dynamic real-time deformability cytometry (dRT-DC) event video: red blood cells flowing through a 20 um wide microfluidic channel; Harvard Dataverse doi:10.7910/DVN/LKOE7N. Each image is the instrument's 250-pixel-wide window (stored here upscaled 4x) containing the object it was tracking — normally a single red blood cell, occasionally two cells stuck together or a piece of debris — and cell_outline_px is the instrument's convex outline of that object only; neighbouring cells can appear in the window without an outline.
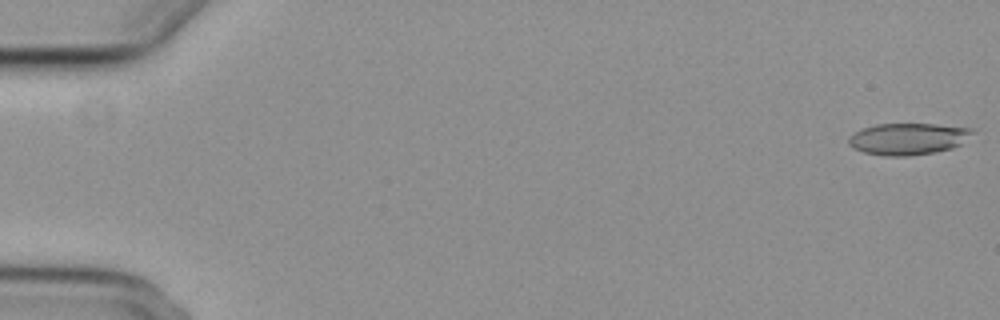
{"species": "common noctule bat (a hibernating species)", "species_latin": "Nyctalus noctula", "temperature_condition": "cold", "stored_images_in_passage": 41, "camera_frame_rate_fps": 3000, "um_per_image_px": 0.085, "animal": {"sex": "female", "body_mass_g": 29.2, "forearm_length_mm": 56.3}, "frame": {"image": 1, "passage_image": 1, "time_ms": 0.0, "image_size_px": [1000, 320], "cell_outline_px": [[976, 132], [960, 144], [952, 148], [936, 152], [908, 156], [884, 156], [864, 152], [848, 144], [848, 136], [864, 128], [876, 124], [936, 124], [972, 128]], "centroid_in_image_um": [77.21, 11.8], "position_along_channel_um": 7.8, "area_um2": 22.83}}
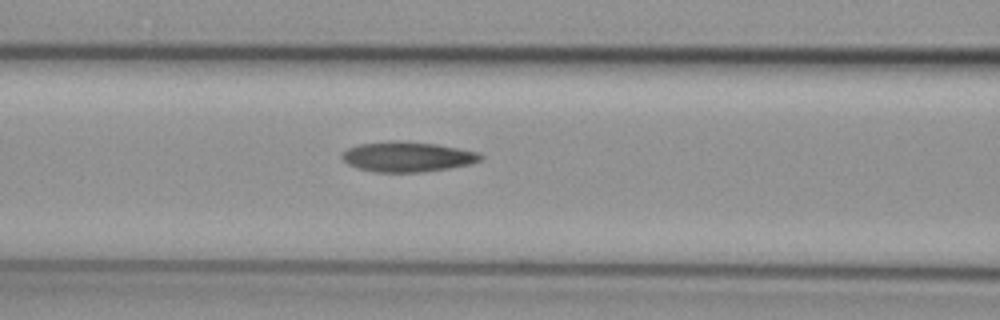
{"frame": {"image": 2, "passage_image": 24, "time_ms": 7.667, "image_size_px": [1000, 320], "cell_outline_px": [[484, 160], [468, 164], [448, 168], [420, 172], [376, 172], [360, 168], [348, 164], [340, 156], [348, 148], [360, 144], [436, 144], [480, 152], [484, 156]], "centroid_in_image_um": [34.71, 13.37], "position_along_channel_um": 131.9, "area_um2": 23.06}}
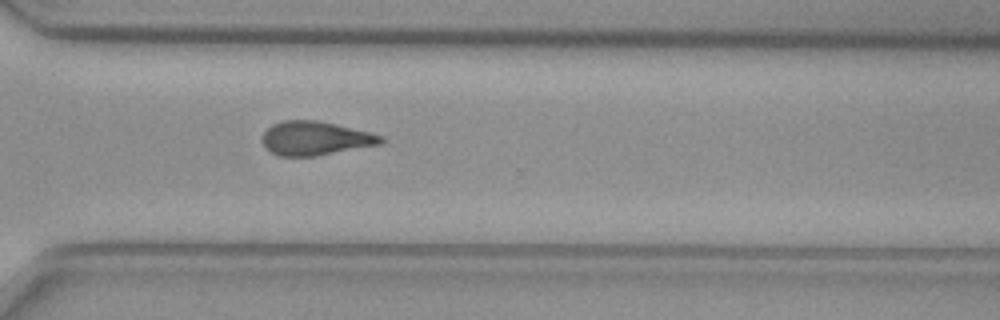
{"frame": {"image": 3, "passage_image": 41, "time_ms": 1680.0, "image_size_px": [1000, 320], "cell_outline_px": [[384, 140], [380, 144], [316, 156], [280, 156], [264, 148], [264, 132], [272, 124], [284, 120], [316, 120], [336, 124], [368, 132], [380, 136]], "centroid_in_image_um": [26.77, 11.76], "position_along_channel_um": 343.8, "area_um2": 23.06}}